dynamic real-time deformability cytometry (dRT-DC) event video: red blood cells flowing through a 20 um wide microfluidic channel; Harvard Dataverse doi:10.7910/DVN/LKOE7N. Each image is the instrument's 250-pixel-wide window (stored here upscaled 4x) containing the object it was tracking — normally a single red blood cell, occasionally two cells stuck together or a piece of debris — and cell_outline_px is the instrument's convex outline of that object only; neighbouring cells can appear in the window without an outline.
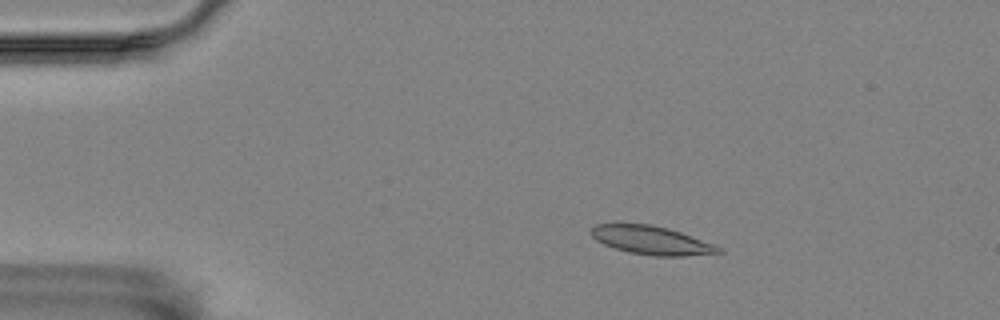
{"species": "Egyptian fruit bat (a non-hibernating species)", "species_latin": "Rousettus aegyptiacus", "temperature_condition": "room temperature", "stored_images_in_passage": 4, "camera_frame_rate_fps": 3000, "um_per_image_px": 0.085, "animal": {"sex": "female"}, "frame": {"image": 1, "passage_image": 2, "time_ms": 0.333, "image_size_px": [1000, 320], "cell_outline_px": [[724, 252], [684, 256], [656, 256], [628, 252], [604, 244], [596, 240], [592, 236], [592, 228], [596, 224], [648, 224], [668, 228], [716, 244], [724, 248]], "centroid_in_image_um": [55.44, 20.43], "position_along_channel_um": 29.6, "area_um2": 21.04}}